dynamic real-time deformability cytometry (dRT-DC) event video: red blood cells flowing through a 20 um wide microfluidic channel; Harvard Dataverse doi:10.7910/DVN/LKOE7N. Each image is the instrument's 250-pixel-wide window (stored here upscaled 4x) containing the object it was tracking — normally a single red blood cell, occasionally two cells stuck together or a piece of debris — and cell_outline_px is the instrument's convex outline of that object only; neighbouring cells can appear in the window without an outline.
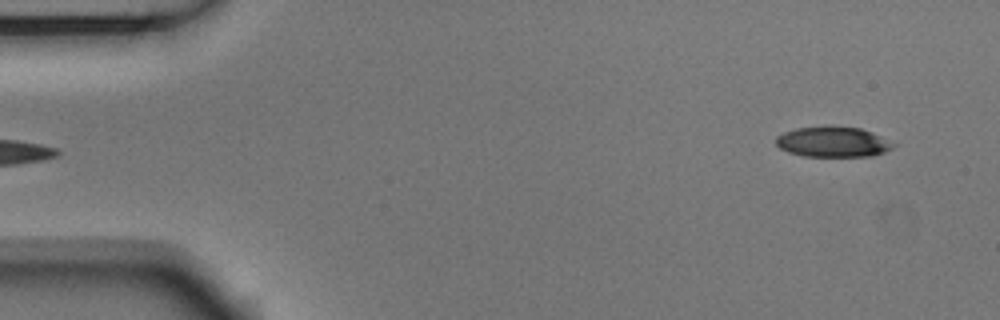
{"species": "Egyptian fruit bat (a non-hibernating species)", "species_latin": "Rousettus aegyptiacus", "temperature_condition": "room temperature", "stored_images_in_passage": 2, "camera_frame_rate_fps": 3000, "um_per_image_px": 0.085, "animal": {"sex": "male"}, "frame": {"image": 1, "passage_image": 2, "time_ms": 0.333, "image_size_px": [1000, 320], "cell_outline_px": [[896, 144], [892, 148], [884, 152], [872, 156], [804, 156], [788, 152], [780, 148], [776, 144], [776, 136], [784, 132], [796, 128], [828, 124], [832, 124], [860, 128], [872, 132]], "centroid_in_image_um": [70.78, 12.03], "position_along_channel_um": 14.2, "area_um2": 21.15}}